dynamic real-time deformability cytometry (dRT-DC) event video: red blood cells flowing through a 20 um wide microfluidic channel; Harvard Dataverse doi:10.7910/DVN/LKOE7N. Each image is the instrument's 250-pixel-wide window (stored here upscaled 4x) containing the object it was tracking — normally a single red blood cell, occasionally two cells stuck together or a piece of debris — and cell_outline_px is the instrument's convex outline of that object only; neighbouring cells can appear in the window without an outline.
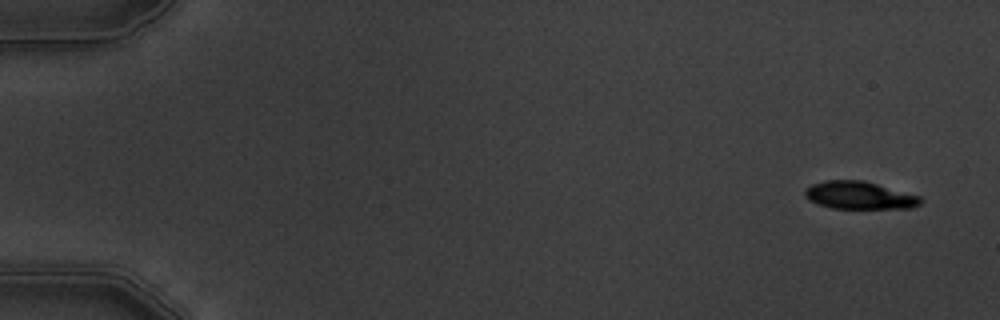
{"species": "common noctule bat (a hibernating species)", "species_latin": "Nyctalus noctula", "temperature_condition": "warm", "stored_images_in_passage": 10, "camera_frame_rate_fps": 3000, "um_per_image_px": 0.085, "animal": {"sex": "male", "body_mass_g": 19.5, "forearm_length_mm": 54.6}, "frame": {"image": 1, "passage_image": 1, "time_ms": 0.0, "image_size_px": [1000, 320], "cell_outline_px": [[924, 200], [920, 204], [912, 208], [832, 208], [808, 200], [804, 196], [804, 192], [812, 184], [828, 180], [864, 180], [920, 196]], "centroid_in_image_um": [73.07, 16.6], "position_along_channel_um": 11.9, "area_um2": 18.55}}